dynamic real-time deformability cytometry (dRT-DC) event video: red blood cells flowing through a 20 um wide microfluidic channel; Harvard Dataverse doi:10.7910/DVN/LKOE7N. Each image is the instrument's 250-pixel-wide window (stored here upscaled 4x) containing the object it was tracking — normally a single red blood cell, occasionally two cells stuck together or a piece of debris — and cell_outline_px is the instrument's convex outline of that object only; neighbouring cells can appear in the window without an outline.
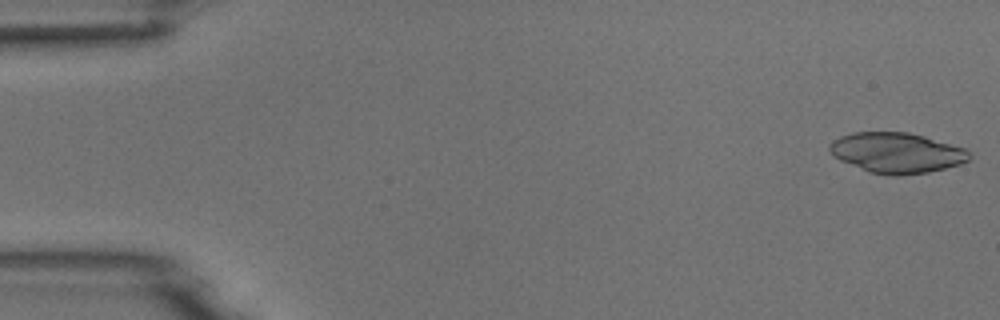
{"species": "common noctule bat (a hibernating species)", "species_latin": "Nyctalus noctula", "temperature_condition": "room temperature", "stored_images_in_passage": 4, "camera_frame_rate_fps": 3000, "um_per_image_px": 0.085, "animal": {"sex": "male", "body_mass_g": 18.8}, "frame": {"image": 1, "passage_image": 1, "time_ms": 0.0, "image_size_px": [1000, 320], "cell_outline_px": [[972, 156], [968, 160], [960, 164], [928, 172], [900, 176], [892, 176], [868, 172], [840, 160], [832, 156], [828, 152], [828, 144], [832, 140], [840, 136], [852, 132], [908, 132], [924, 136], [964, 148], [972, 152]], "centroid_in_image_um": [76.18, 12.99], "position_along_channel_um": 8.8, "area_um2": 33.18}}